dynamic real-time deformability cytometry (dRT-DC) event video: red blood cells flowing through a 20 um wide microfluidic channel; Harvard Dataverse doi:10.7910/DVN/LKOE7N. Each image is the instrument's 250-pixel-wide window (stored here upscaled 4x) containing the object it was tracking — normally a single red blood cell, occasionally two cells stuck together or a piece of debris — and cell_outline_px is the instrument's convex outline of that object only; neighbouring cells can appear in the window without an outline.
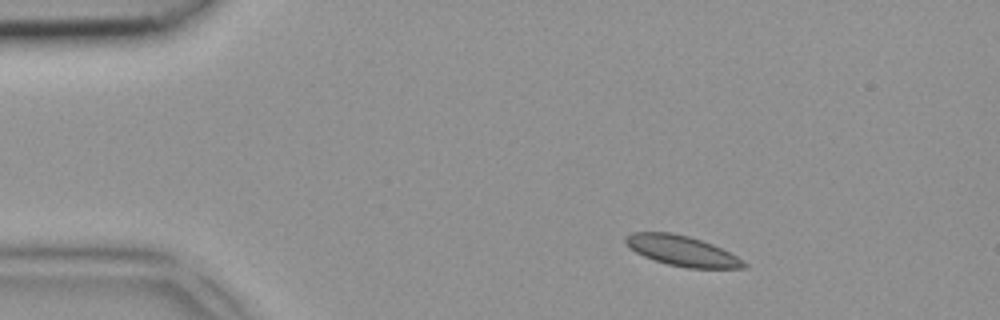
{"species": "common noctule bat (a hibernating species)", "species_latin": "Nyctalus noctula", "temperature_condition": "room temperature", "stored_images_in_passage": 2, "camera_frame_rate_fps": 3000, "um_per_image_px": 0.085, "animal": {"sex": "female", "body_mass_g": 18.4}, "frame": {"image": 1, "passage_image": 1, "time_ms": 0.0, "image_size_px": [1000, 320], "cell_outline_px": [[748, 268], [688, 268], [668, 264], [644, 256], [628, 248], [624, 240], [624, 236], [632, 232], [672, 232], [688, 236], [712, 244], [736, 256], [748, 264]], "centroid_in_image_um": [57.94, 21.31], "position_along_channel_um": 27.1, "area_um2": 20.75}}